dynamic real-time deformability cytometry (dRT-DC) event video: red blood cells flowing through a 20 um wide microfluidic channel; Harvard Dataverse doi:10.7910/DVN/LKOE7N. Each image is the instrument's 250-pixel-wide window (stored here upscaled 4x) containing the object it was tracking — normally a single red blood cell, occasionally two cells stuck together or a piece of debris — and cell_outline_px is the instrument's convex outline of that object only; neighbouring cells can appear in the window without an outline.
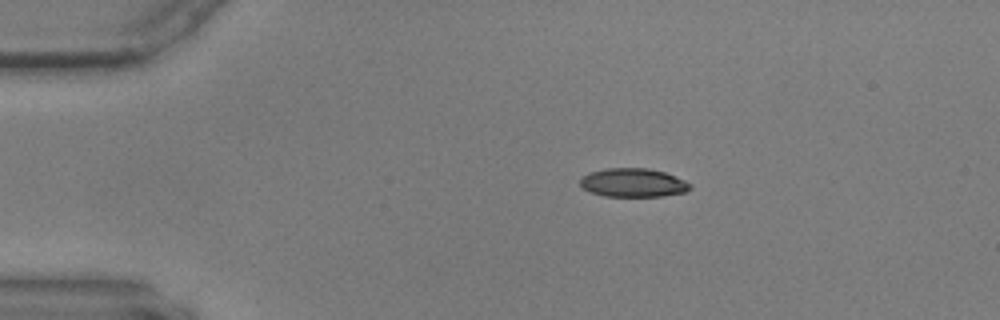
{"species": "common noctule bat (a hibernating species)", "species_latin": "Nyctalus noctula", "temperature_condition": "warm", "stored_images_in_passage": 42, "camera_frame_rate_fps": 3000, "um_per_image_px": 0.085, "animal": {"sex": "male", "body_mass_g": 17.9, "forearm_length_mm": 54.2}, "frame": {"image": 1, "passage_image": 1, "time_ms": 0.0, "image_size_px": [1000, 320], "cell_outline_px": [[692, 188], [684, 192], [660, 196], [604, 196], [588, 192], [580, 184], [580, 180], [588, 172], [604, 168], [648, 168], [664, 172], [684, 180], [692, 184]], "centroid_in_image_um": [53.8, 15.52], "position_along_channel_um": 31.2, "area_um2": 18.38}}
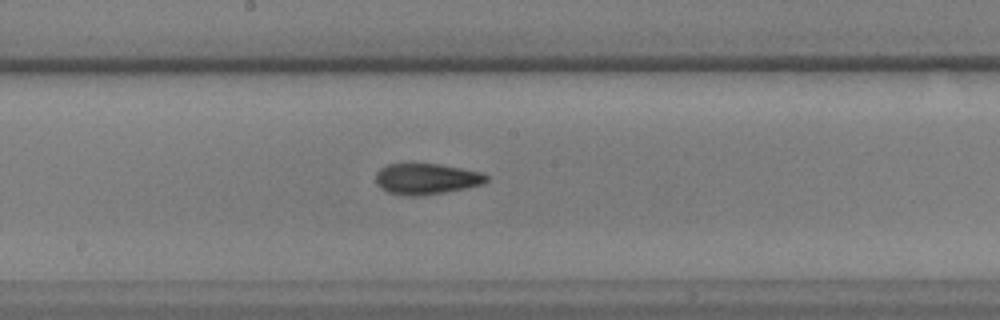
{"frame": {"image": 2, "passage_image": 21, "time_ms": 6.667, "image_size_px": [1000, 320], "cell_outline_px": [[488, 180], [484, 184], [468, 188], [420, 196], [408, 196], [388, 192], [380, 188], [376, 184], [376, 172], [380, 168], [388, 164], [440, 164], [484, 172], [488, 176]], "centroid_in_image_um": [36.27, 15.2], "position_along_channel_um": 211.9, "area_um2": 20.17}}
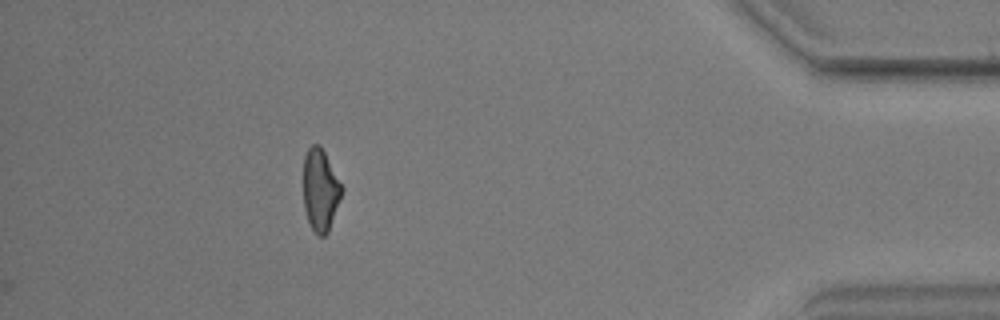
{"frame": {"image": 3, "passage_image": 42, "time_ms": 13.667, "image_size_px": [1000, 320], "cell_outline_px": [[344, 188], [328, 232], [324, 236], [316, 236], [308, 220], [304, 208], [304, 156], [308, 148], [312, 144], [320, 144]], "centroid_in_image_um": [27.23, 16.14], "position_along_channel_um": 408.0, "area_um2": 18.32}}